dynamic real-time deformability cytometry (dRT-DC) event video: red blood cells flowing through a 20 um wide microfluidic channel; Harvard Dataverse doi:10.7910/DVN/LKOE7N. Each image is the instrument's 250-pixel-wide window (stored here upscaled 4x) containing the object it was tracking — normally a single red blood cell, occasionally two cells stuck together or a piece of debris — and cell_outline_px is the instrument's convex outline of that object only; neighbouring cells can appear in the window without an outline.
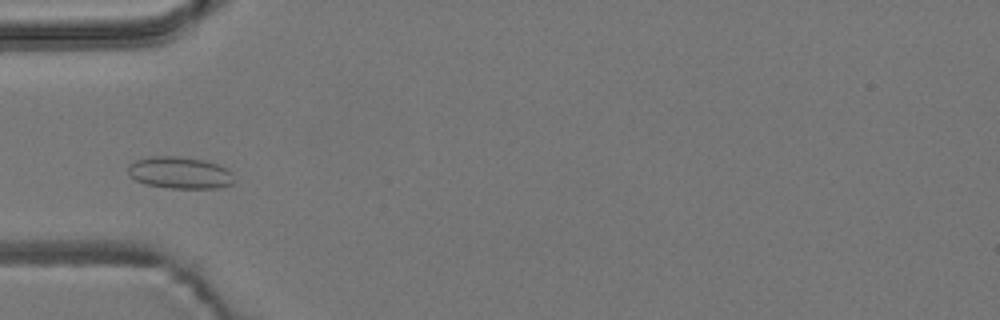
{"species": "common noctule bat (a hibernating species)", "species_latin": "Nyctalus noctula", "temperature_condition": "room temperature", "stored_images_in_passage": 2, "camera_frame_rate_fps": 3000, "um_per_image_px": 0.085, "animal": {"sex": "male", "body_mass_g": 19.2, "forearm_length_mm": 51.8}, "frame": {"image": 1, "passage_image": 1, "time_ms": 0.0, "image_size_px": [1000, 320], "cell_outline_px": [[236, 180], [232, 184], [220, 188], [172, 188], [144, 184], [136, 180], [128, 172], [128, 164], [136, 160], [148, 156], [180, 156], [204, 160], [228, 168], [232, 172]], "centroid_in_image_um": [15.32, 14.68], "position_along_channel_um": 69.7, "area_um2": 19.94}}
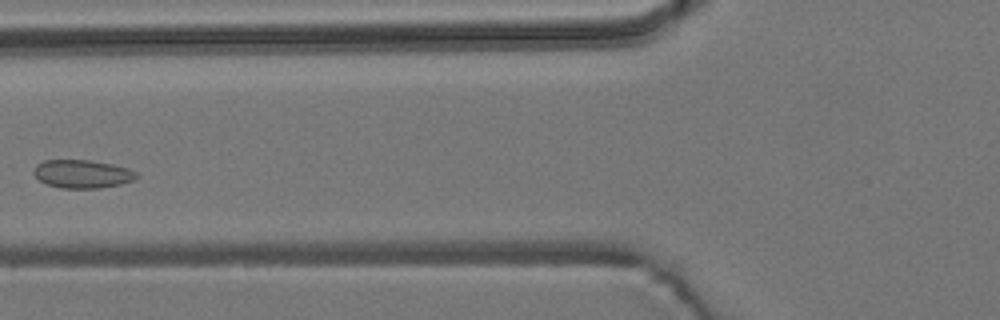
{"frame": {"image": 2, "passage_image": 2, "time_ms": 0.333, "image_size_px": [1000, 320], "cell_outline_px": [[140, 176], [136, 180], [120, 184], [100, 188], [60, 188], [44, 184], [32, 172], [36, 164], [44, 160], [92, 160], [112, 164], [128, 168], [136, 172]], "centroid_in_image_um": [7.0, 14.78], "position_along_channel_um": 118.8, "area_um2": 17.17}}